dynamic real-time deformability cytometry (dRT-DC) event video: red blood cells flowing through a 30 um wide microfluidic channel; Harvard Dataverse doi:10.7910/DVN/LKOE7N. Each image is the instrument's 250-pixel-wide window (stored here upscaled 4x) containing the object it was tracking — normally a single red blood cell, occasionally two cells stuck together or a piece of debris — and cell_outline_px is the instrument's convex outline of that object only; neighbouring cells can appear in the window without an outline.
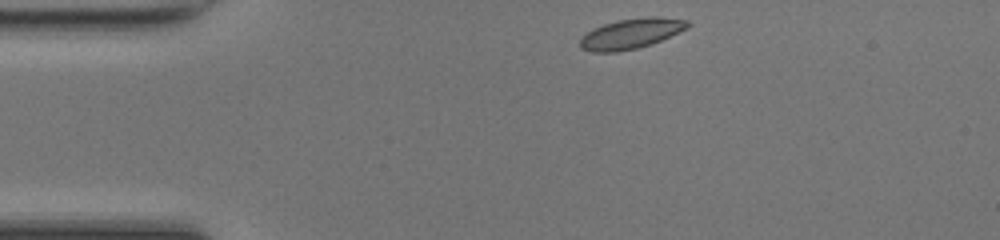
{"species": "common noctule bat (a hibernating species)", "species_latin": "Nyctalus noctula", "temperature_condition": "room temperature", "stored_images_in_passage": 40, "camera_frame_rate_fps": 3000, "um_per_image_px": 0.085, "animal": {"sex": "female", "body_mass_g": 17.0, "forearm_length_mm": 48.0}, "frame": {"image": 1, "passage_image": 1, "time_ms": 0.0, "image_size_px": [1000, 240], "cell_outline_px": [[692, 24], [688, 28], [652, 44], [636, 48], [616, 52], [592, 52], [580, 48], [580, 36], [592, 28], [616, 20], [648, 16], [656, 16], [688, 20]], "centroid_in_image_um": [53.63, 2.85], "position_along_channel_um": 31.4, "area_um2": 19.19}}
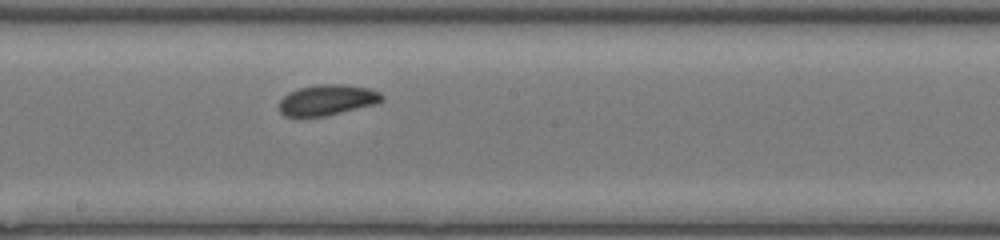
{"frame": {"image": 2, "passage_image": 18, "time_ms": 5.667, "image_size_px": [1000, 240], "cell_outline_px": [[384, 100], [376, 104], [324, 116], [300, 120], [296, 120], [284, 116], [280, 112], [280, 100], [288, 92], [300, 88], [320, 84], [344, 84], [368, 88], [380, 92], [384, 96]], "centroid_in_image_um": [27.77, 8.54], "position_along_channel_um": 220.4, "area_um2": 18.9}}
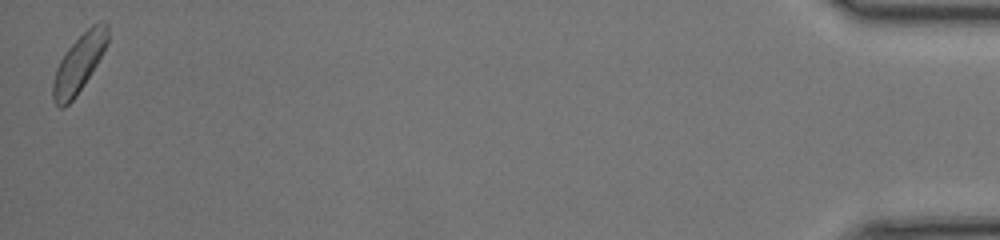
{"frame": {"image": 3, "passage_image": 40, "time_ms": 13.0, "image_size_px": [1000, 240], "cell_outline_px": [[108, 40], [96, 64], [84, 84], [76, 96], [64, 108], [60, 108], [52, 100], [52, 84], [56, 68], [64, 52], [92, 24], [100, 20], [108, 20]], "centroid_in_image_um": [6.69, 5.38], "position_along_channel_um": 428.5, "area_um2": 18.32}, "authors_computed_cell_mechanics": {"area_um2": 18.4382, "velocity_mm_per_s": 4.2282, "shape_relaxation_time_tau1_ms": 6.8881, "shape_relaxation_time_tau2_ms": 7.8278, "deformation_change_tau1": 0.1617, "deformation_change_tau2": 0.1036}}